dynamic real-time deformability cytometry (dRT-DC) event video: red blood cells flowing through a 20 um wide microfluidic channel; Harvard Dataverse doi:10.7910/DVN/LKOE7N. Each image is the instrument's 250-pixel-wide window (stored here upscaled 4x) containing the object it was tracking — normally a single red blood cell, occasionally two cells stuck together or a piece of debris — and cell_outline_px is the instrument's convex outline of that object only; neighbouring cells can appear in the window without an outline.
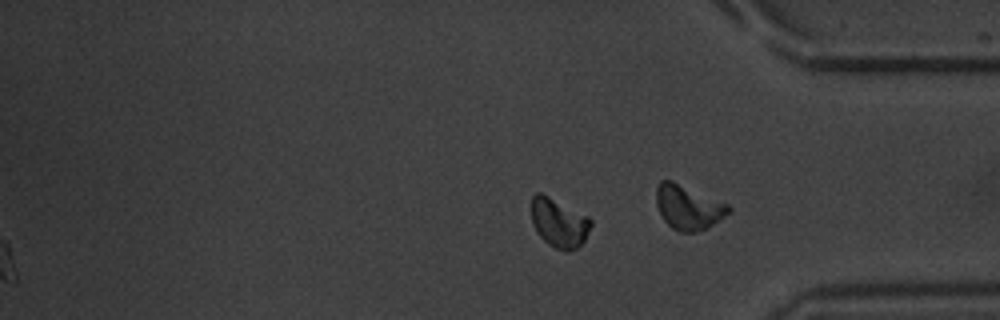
{"species": "common noctule bat (a hibernating species)", "species_latin": "Nyctalus noctula", "temperature_condition": "warm", "stored_images_in_passage": 52, "segment_of_instrument_passage": [2, 2], "camera_frame_rate_fps": 3000, "um_per_image_px": 0.085, "animal": {"sex": "male", "body_mass_g": 20.1, "forearm_length_mm": 53.5}, "frame": {"image": 1, "passage_image": 52, "time_ms": 17.0, "image_size_px": [1000, 320], "cell_outline_px": [[592, 224], [584, 240], [576, 248], [568, 252], [556, 248], [548, 244], [536, 232], [532, 224], [532, 196], [536, 192], [540, 192], [588, 216], [592, 220]], "centroid_in_image_um": [47.5, 18.94], "position_along_channel_um": 387.7, "area_um2": 16.88}}